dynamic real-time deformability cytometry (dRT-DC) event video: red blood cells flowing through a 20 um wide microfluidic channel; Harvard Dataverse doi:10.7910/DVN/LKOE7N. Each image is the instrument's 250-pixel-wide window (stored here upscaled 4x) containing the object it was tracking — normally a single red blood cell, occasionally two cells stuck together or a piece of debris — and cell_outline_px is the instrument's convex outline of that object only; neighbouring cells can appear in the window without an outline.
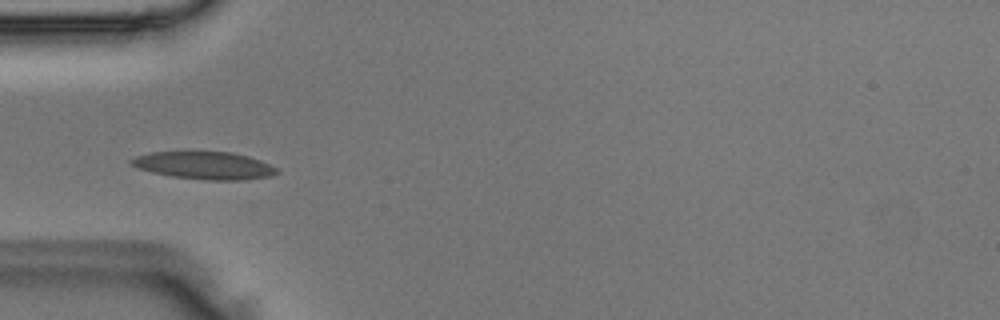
{"species": "Egyptian fruit bat (a non-hibernating species)", "species_latin": "Rousettus aegyptiacus", "temperature_condition": "room temperature", "stored_images_in_passage": 35, "camera_frame_rate_fps": 3000, "um_per_image_px": 0.085, "animal": {"sex": "male"}, "frame": {"image": 1, "passage_image": 2, "time_ms": 0.333, "image_size_px": [1000, 320], "cell_outline_px": [[280, 172], [272, 176], [244, 180], [208, 180], [172, 176], [152, 172], [136, 168], [128, 164], [128, 160], [136, 156], [152, 152], [232, 152], [248, 156], [260, 160], [280, 168]], "centroid_in_image_um": [17.4, 14.07], "position_along_channel_um": 67.6, "area_um2": 23.58}}
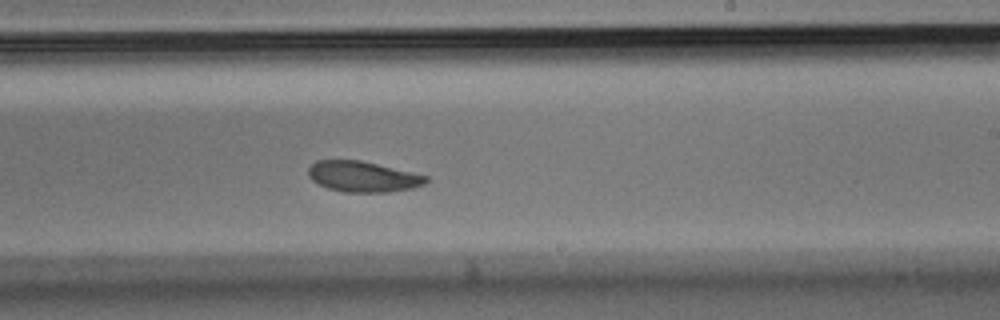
{"frame": {"image": 2, "passage_image": 16, "time_ms": 5.0, "image_size_px": [1000, 320], "cell_outline_px": [[432, 180], [424, 184], [412, 188], [388, 192], [344, 192], [328, 188], [312, 180], [308, 176], [308, 168], [316, 160], [360, 160], [428, 176]], "centroid_in_image_um": [30.85, 15.01], "position_along_channel_um": 258.1, "area_um2": 20.98}}
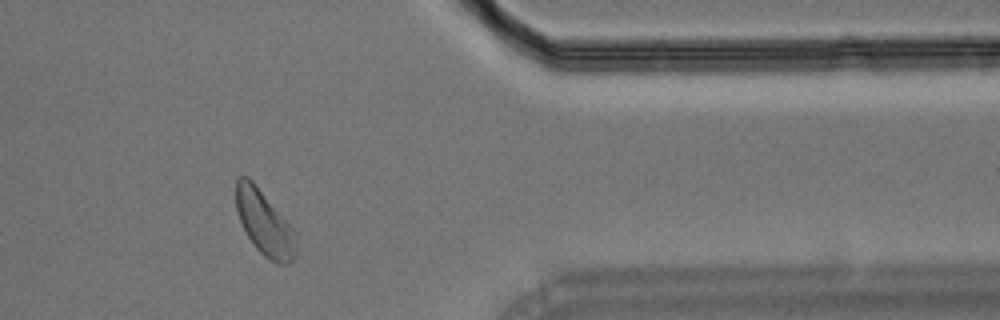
{"frame": {"image": 3, "passage_image": 27, "time_ms": 8.667, "image_size_px": [1000, 320], "cell_outline_px": [[296, 236], [292, 260], [288, 264], [276, 264], [264, 256], [256, 248], [248, 236], [240, 220], [236, 208], [236, 176], [248, 176], [252, 180], [296, 232]], "centroid_in_image_um": [22.45, 18.94], "position_along_channel_um": 388.9, "area_um2": 22.2}}